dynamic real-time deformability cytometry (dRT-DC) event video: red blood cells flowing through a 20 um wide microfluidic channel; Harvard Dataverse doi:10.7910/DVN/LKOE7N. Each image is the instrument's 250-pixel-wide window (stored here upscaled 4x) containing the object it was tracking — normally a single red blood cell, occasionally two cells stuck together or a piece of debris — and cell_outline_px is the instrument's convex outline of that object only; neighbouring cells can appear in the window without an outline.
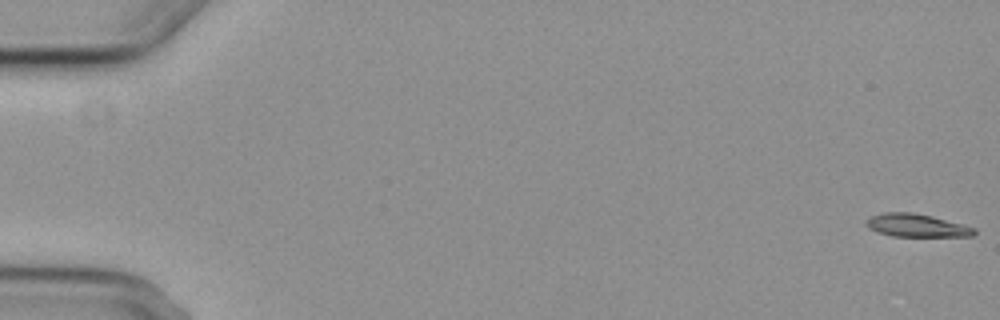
{"species": "common noctule bat (a hibernating species)", "species_latin": "Nyctalus noctula", "temperature_condition": "cold", "stored_images_in_passage": 5, "segment_of_instrument_passage": [1, 2], "camera_frame_rate_fps": 3000, "um_per_image_px": 0.085, "animal": {"sex": "female", "body_mass_g": 29.2, "forearm_length_mm": 56.3}, "frame": {"image": 1, "passage_image": 1, "time_ms": 0.0, "image_size_px": [1000, 320], "cell_outline_px": [[976, 232], [972, 236], [892, 236], [868, 228], [864, 224], [872, 216], [884, 212], [912, 212], [932, 216], [964, 224], [976, 228]], "centroid_in_image_um": [77.94, 19.16], "position_along_channel_um": 7.1, "area_um2": 14.39}}
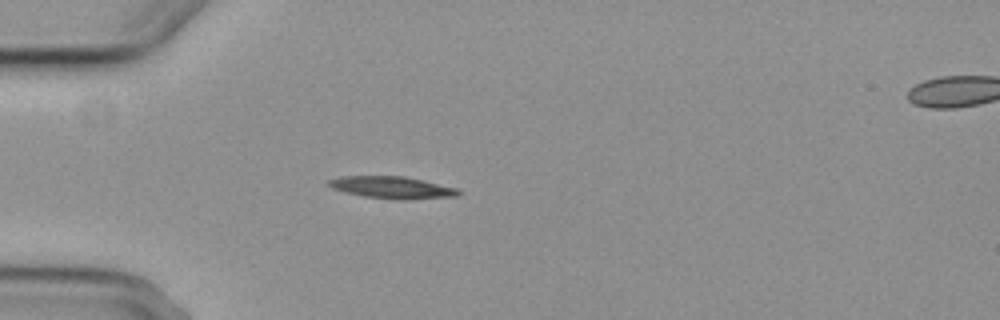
{"frame": {"image": 2, "passage_image": 4, "time_ms": 5.333, "image_size_px": [1000, 320], "cell_outline_px": [[460, 192], [456, 196], [404, 200], [396, 200], [364, 196], [344, 192], [332, 188], [328, 184], [328, 180], [340, 176], [404, 176], [460, 188]], "centroid_in_image_um": [33.34, 15.93], "position_along_channel_um": 51.7, "area_um2": 16.76}}